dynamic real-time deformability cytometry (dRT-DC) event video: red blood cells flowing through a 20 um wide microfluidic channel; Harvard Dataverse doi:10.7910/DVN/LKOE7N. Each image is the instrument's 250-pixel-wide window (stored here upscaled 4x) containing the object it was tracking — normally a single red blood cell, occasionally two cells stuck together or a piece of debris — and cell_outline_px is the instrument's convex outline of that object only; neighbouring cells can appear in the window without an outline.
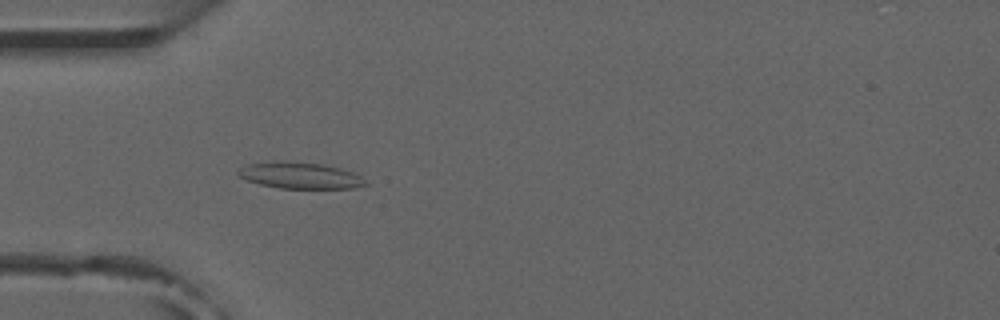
{"species": "common noctule bat (a hibernating species)", "species_latin": "Nyctalus noctula", "temperature_condition": "room temperature", "stored_images_in_passage": 5, "camera_frame_rate_fps": 3000, "um_per_image_px": 0.085, "animal": {"sex": "male", "forearm_length_mm": 52.5}, "frame": {"image": 1, "passage_image": 5, "time_ms": 4.667, "image_size_px": [1000, 320], "cell_outline_px": [[368, 184], [352, 188], [280, 188], [260, 184], [248, 180], [240, 176], [236, 172], [240, 168], [248, 164], [276, 160], [284, 160], [324, 164], [340, 168], [352, 172], [360, 176]], "centroid_in_image_um": [25.48, 14.89], "position_along_channel_um": 59.5, "area_um2": 19.54}}